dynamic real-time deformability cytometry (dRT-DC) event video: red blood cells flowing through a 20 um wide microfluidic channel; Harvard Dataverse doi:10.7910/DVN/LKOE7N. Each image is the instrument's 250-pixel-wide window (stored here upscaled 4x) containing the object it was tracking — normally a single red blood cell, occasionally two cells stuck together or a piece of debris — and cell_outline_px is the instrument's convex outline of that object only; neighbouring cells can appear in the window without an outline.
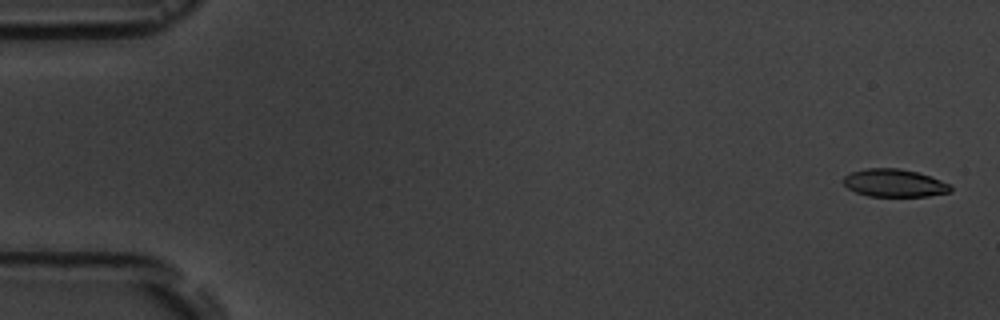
{"species": "common noctule bat (a hibernating species)", "species_latin": "Nyctalus noctula", "temperature_condition": "room temperature", "stored_images_in_passage": 5, "camera_frame_rate_fps": 3000, "um_per_image_px": 0.085, "animal": {"sex": "male", "body_mass_g": 19.5, "forearm_length_mm": 54.6}, "frame": {"image": 1, "passage_image": 1, "time_ms": 0.0, "image_size_px": [1000, 320], "cell_outline_px": [[952, 192], [928, 196], [868, 196], [856, 192], [848, 188], [844, 184], [844, 176], [852, 172], [864, 168], [900, 168], [916, 172], [952, 184]], "centroid_in_image_um": [76.04, 15.56], "position_along_channel_um": 9.0, "area_um2": 17.34}}
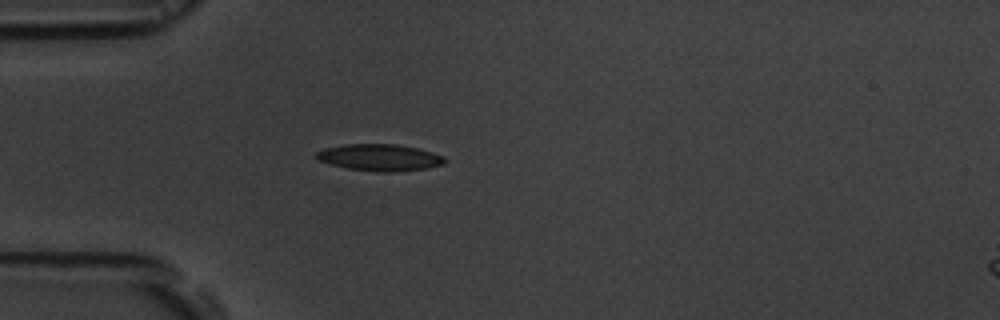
{"frame": {"image": 2, "passage_image": 5, "time_ms": 4.667, "image_size_px": [1000, 320], "cell_outline_px": [[448, 160], [444, 164], [424, 168], [396, 172], [380, 172], [348, 168], [332, 164], [320, 160], [316, 156], [316, 152], [324, 148], [344, 144], [396, 144], [416, 148], [432, 152], [444, 156]], "centroid_in_image_um": [32.31, 13.38], "position_along_channel_um": 52.7, "area_um2": 19.83}}